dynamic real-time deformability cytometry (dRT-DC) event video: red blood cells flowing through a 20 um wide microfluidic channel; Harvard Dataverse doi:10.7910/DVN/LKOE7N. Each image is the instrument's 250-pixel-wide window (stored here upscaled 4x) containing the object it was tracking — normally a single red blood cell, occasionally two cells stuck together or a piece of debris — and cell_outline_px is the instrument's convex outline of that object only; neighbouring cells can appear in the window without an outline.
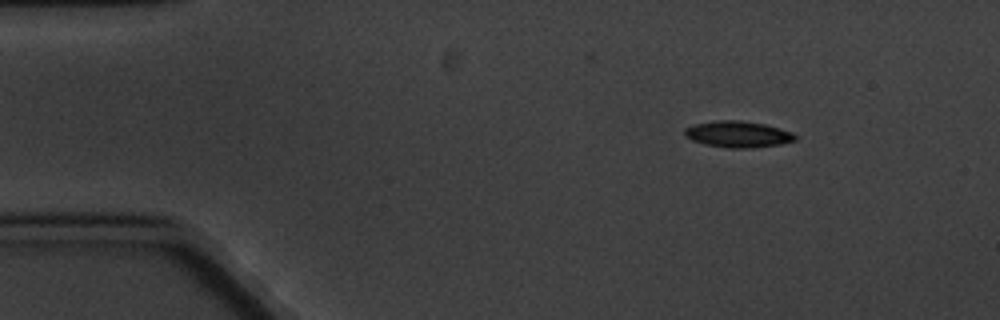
{"species": "common noctule bat (a hibernating species)", "species_latin": "Nyctalus noctula", "temperature_condition": "cold", "stored_images_in_passage": 5, "camera_frame_rate_fps": 3000, "um_per_image_px": 0.085, "animal": {"sex": "male", "body_mass_g": 20.1, "forearm_length_mm": 53.5}, "frame": {"image": 1, "passage_image": 2, "time_ms": 1.333, "image_size_px": [1000, 320], "cell_outline_px": [[796, 140], [780, 144], [748, 148], [728, 148], [704, 144], [692, 140], [684, 136], [684, 128], [692, 124], [716, 120], [740, 120], [764, 124], [780, 128], [792, 132], [796, 136]], "centroid_in_image_um": [62.68, 11.4], "position_along_channel_um": 22.3, "area_um2": 17.05}}
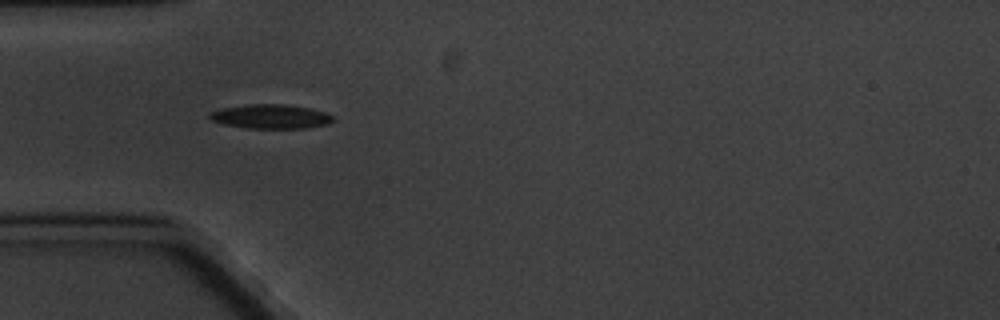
{"frame": {"image": 2, "passage_image": 5, "time_ms": 4.667, "image_size_px": [1000, 320], "cell_outline_px": [[336, 120], [328, 124], [308, 128], [248, 128], [224, 124], [212, 120], [208, 116], [212, 112], [220, 108], [248, 104], [284, 104], [308, 108], [324, 112], [332, 116]], "centroid_in_image_um": [23.03, 9.9], "position_along_channel_um": 62.0, "area_um2": 17.34}}